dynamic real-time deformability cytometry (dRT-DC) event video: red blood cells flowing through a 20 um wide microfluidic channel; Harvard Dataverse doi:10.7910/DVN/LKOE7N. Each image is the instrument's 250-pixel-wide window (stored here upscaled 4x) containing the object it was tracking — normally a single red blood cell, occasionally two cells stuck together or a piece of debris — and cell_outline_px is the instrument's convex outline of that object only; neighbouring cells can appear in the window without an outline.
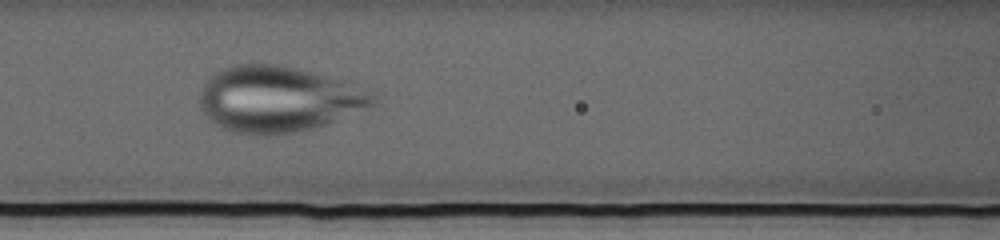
{"species": "human", "species_latin": "Homo sapiens", "temperature_condition": "cold", "stored_images_in_passage": 71, "camera_frame_rate_fps": 3000, "um_per_image_px": 0.085, "donor": {"sex": "female"}, "frame": {"image": 1, "passage_image": 31, "time_ms": 10.0, "image_size_px": [1000, 240], "cell_outline_px": [[380, 100], [376, 104], [368, 108], [316, 128], [300, 132], [268, 136], [256, 136], [232, 132], [208, 120], [200, 108], [200, 88], [204, 80], [216, 72], [232, 64], [280, 64], [348, 80], [380, 92]], "centroid_in_image_um": [23.75, 8.43], "position_along_channel_um": 142.9, "area_um2": 68.55}}
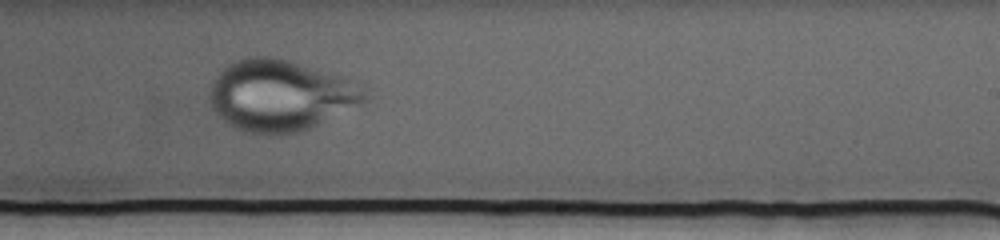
{"frame": {"image": 2, "passage_image": 44, "time_ms": 14.333, "image_size_px": [1000, 240], "cell_outline_px": [[368, 100], [364, 104], [300, 132], [284, 136], [264, 136], [240, 132], [224, 124], [216, 116], [208, 100], [208, 88], [212, 80], [220, 68], [228, 64], [248, 56], [276, 56], [344, 76], [368, 92]], "centroid_in_image_um": [23.77, 8.15], "position_along_channel_um": 265.2, "area_um2": 66.35}}
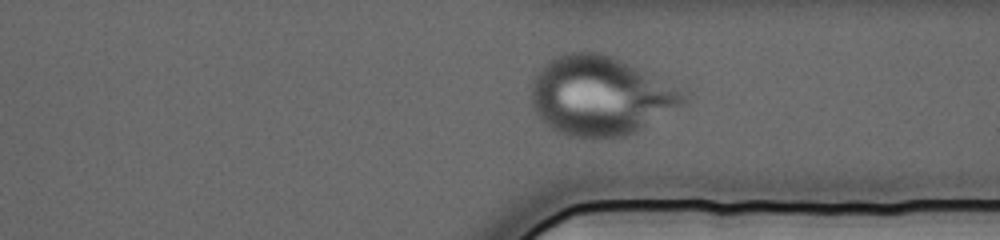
{"frame": {"image": 3, "passage_image": 54, "time_ms": 17.667, "image_size_px": [1000, 240], "cell_outline_px": [[692, 92], [688, 104], [636, 132], [628, 136], [608, 140], [584, 140], [564, 136], [556, 132], [540, 120], [532, 108], [528, 96], [532, 80], [536, 72], [544, 64], [556, 56], [564, 52], [600, 52], [612, 56]], "centroid_in_image_um": [51.06, 8.2], "position_along_channel_um": 360.3, "area_um2": 72.94}}